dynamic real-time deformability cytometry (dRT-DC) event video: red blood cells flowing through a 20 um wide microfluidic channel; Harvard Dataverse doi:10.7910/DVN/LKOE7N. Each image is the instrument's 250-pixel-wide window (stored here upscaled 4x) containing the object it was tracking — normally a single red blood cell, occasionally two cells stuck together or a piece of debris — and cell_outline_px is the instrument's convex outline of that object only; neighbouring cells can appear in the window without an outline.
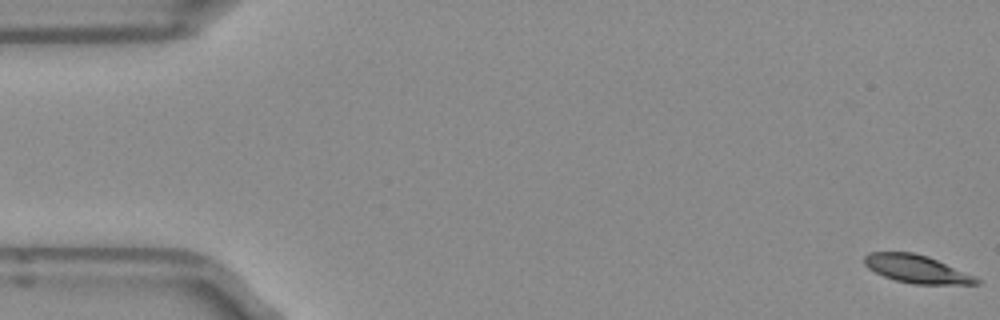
{"species": "Egyptian fruit bat (a non-hibernating species)", "species_latin": "Rousettus aegyptiacus", "temperature_condition": "room temperature", "stored_images_in_passage": 53, "segment_of_instrument_passage": [1, 2], "camera_frame_rate_fps": 3000, "um_per_image_px": 0.085, "frame": {"image": 1, "passage_image": 1, "time_ms": 0.0, "image_size_px": [1000, 320], "cell_outline_px": [[980, 284], [912, 284], [896, 280], [884, 276], [868, 268], [864, 264], [864, 256], [868, 252], [912, 252], [928, 256], [976, 276], [980, 280]], "centroid_in_image_um": [77.92, 22.86], "position_along_channel_um": 7.1, "area_um2": 18.26}}
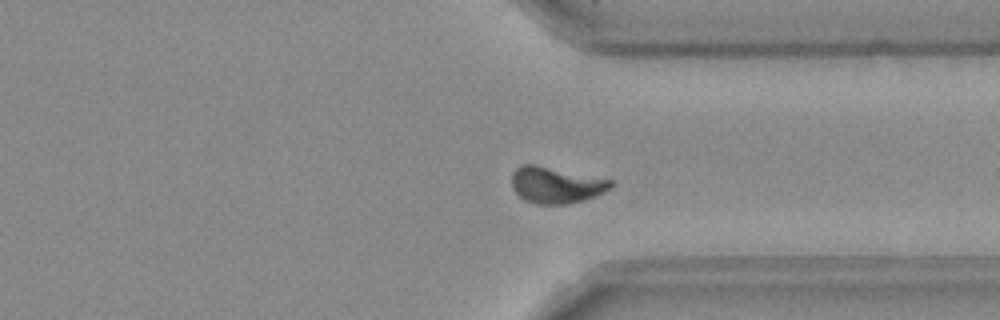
{"frame": {"image": 2, "passage_image": 39, "time_ms": 12.667, "image_size_px": [1000, 320], "cell_outline_px": [[612, 184], [604, 192], [584, 200], [564, 204], [536, 204], [524, 200], [512, 188], [512, 172], [520, 164], [532, 164], [612, 180]], "centroid_in_image_um": [47.2, 15.73], "position_along_channel_um": 364.2, "area_um2": 20.63}}
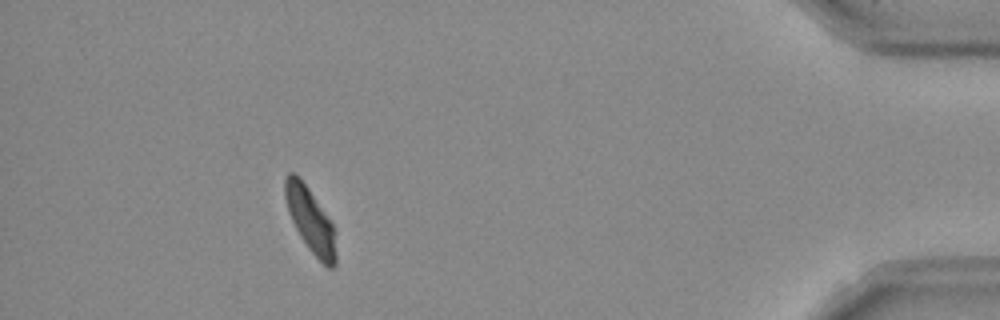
{"frame": {"image": 3, "passage_image": 47, "time_ms": 15.333, "image_size_px": [1000, 320], "cell_outline_px": [[336, 264], [332, 268], [328, 268], [308, 248], [300, 236], [288, 212], [284, 196], [284, 180], [288, 172], [296, 172], [300, 176], [332, 224], [336, 252]], "centroid_in_image_um": [26.34, 18.67], "position_along_channel_um": 408.9, "area_um2": 18.84}}